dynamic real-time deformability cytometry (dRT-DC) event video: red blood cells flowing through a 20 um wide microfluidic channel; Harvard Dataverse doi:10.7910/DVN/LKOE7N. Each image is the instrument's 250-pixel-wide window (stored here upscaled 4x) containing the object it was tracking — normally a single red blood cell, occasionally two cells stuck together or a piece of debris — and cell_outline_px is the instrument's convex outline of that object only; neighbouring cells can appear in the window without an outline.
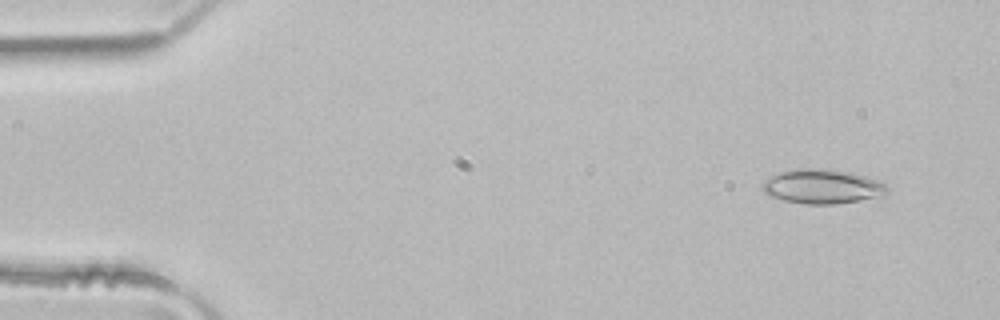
{"species": "common noctule bat (a hibernating species)", "species_latin": "Nyctalus noctula", "temperature_condition": "room temperature", "stored_images_in_passage": 3, "camera_frame_rate_fps": 3000, "um_per_image_px": 0.085, "animal": {"sex": "male", "body_mass_g": 21.5, "forearm_length_mm": 52.0}, "frame": {"image": 1, "passage_image": 1, "time_ms": 0.0, "image_size_px": [1000, 320], "cell_outline_px": [[888, 192], [884, 196], [836, 204], [804, 204], [784, 200], [772, 196], [764, 192], [760, 188], [760, 184], [764, 180], [780, 172], [796, 168], [820, 168], [852, 172], [868, 176], [884, 184], [888, 188]], "centroid_in_image_um": [69.89, 15.85], "position_along_channel_um": 15.1, "area_um2": 25.2}}